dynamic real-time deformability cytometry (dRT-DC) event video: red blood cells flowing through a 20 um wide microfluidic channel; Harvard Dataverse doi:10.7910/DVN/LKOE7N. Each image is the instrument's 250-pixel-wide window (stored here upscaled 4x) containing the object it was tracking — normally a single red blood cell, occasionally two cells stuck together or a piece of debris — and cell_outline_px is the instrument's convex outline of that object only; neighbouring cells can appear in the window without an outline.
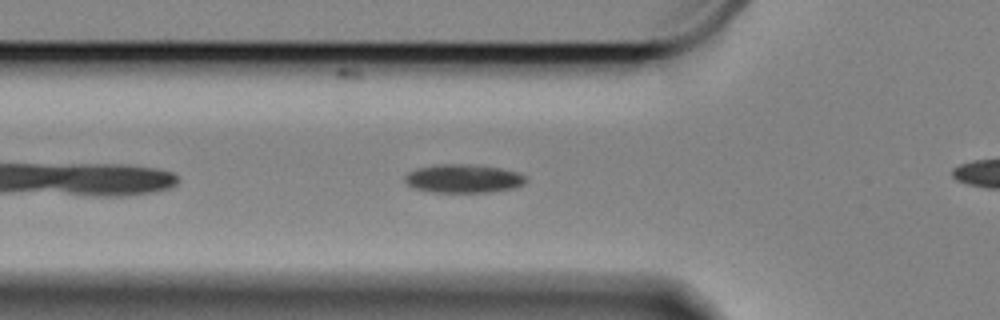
{"species": "Egyptian fruit bat (a non-hibernating species)", "species_latin": "Rousettus aegyptiacus", "temperature_condition": "cold", "stored_images_in_passage": 19, "camera_frame_rate_fps": 3000, "um_per_image_px": 0.085, "animal": {"sex": "female"}, "frame": {"image": 1, "passage_image": 3, "time_ms": 0.667, "image_size_px": [1000, 320], "cell_outline_px": [[528, 180], [524, 184], [516, 188], [488, 192], [432, 192], [416, 188], [408, 184], [404, 180], [404, 176], [408, 172], [416, 168], [432, 164], [472, 164], [500, 168], [516, 172], [524, 176]], "centroid_in_image_um": [39.38, 15.17], "position_along_channel_um": 86.4, "area_um2": 20.23}}
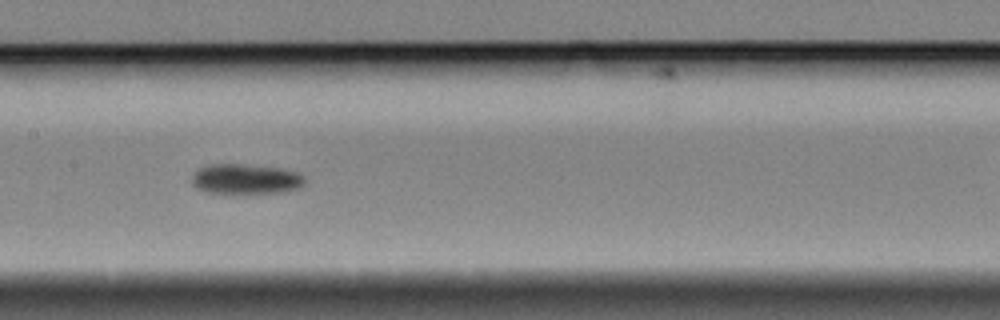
{"frame": {"image": 2, "passage_image": 12, "time_ms": 3.667, "image_size_px": [1000, 320], "cell_outline_px": [[304, 184], [300, 188], [284, 192], [248, 196], [204, 192], [196, 188], [192, 184], [192, 176], [200, 168], [208, 164], [244, 164], [280, 168], [296, 172], [304, 176]], "centroid_in_image_um": [20.89, 15.27], "position_along_channel_um": 186.5, "area_um2": 20.75}}
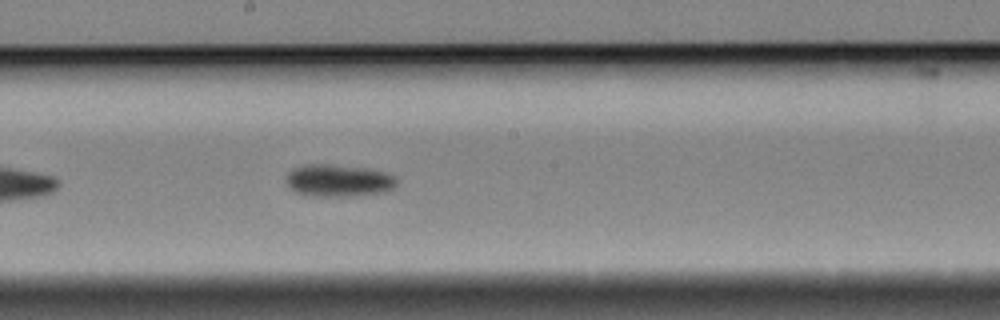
{"frame": {"image": 3, "passage_image": 15, "time_ms": 4.667, "image_size_px": [1000, 320], "cell_outline_px": [[396, 184], [392, 188], [384, 192], [356, 196], [308, 196], [296, 192], [288, 188], [284, 180], [288, 172], [292, 168], [304, 164], [332, 164], [368, 168], [384, 172], [392, 176], [396, 180]], "centroid_in_image_um": [28.69, 15.34], "position_along_channel_um": 219.5, "area_um2": 21.1}}